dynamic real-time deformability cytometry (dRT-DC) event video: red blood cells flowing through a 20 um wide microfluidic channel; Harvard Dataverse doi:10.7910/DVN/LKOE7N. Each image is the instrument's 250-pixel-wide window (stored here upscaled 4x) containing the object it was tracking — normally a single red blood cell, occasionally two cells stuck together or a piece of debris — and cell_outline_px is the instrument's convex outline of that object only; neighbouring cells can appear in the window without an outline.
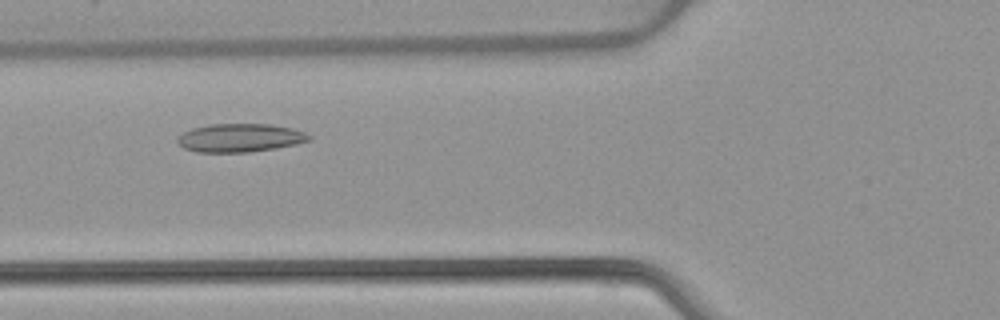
{"species": "common noctule bat (a hibernating species)", "species_latin": "Nyctalus noctula", "temperature_condition": "warm", "stored_images_in_passage": 48, "camera_frame_rate_fps": 3000, "um_per_image_px": 0.085, "animal": {"sex": "female", "body_mass_g": 22.7, "forearm_length_mm": 54.2}, "frame": {"image": 1, "passage_image": 15, "time_ms": 4.667, "image_size_px": [1000, 320], "cell_outline_px": [[312, 140], [296, 144], [248, 152], [196, 152], [184, 148], [176, 144], [176, 136], [192, 128], [208, 124], [268, 124], [292, 128], [304, 132], [312, 136]], "centroid_in_image_um": [20.35, 11.71], "position_along_channel_um": 105.4, "area_um2": 21.85}}
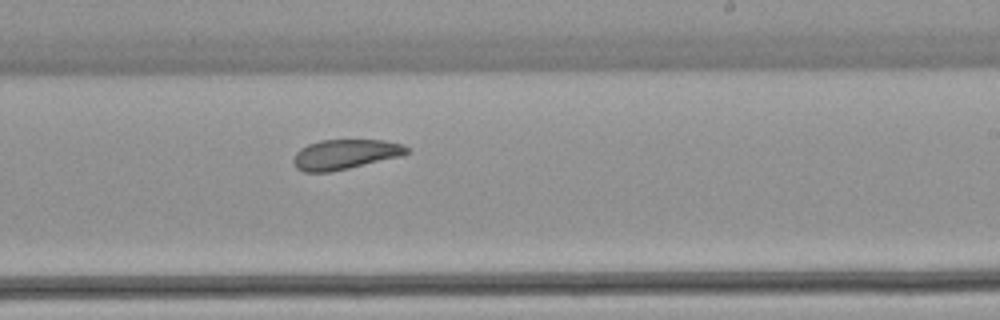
{"frame": {"image": 2, "passage_image": 27, "time_ms": 8.667, "image_size_px": [1000, 320], "cell_outline_px": [[408, 152], [400, 156], [332, 172], [304, 172], [296, 168], [292, 164], [292, 160], [296, 152], [300, 148], [308, 144], [320, 140], [384, 140], [404, 144], [408, 148]], "centroid_in_image_um": [29.29, 13.12], "position_along_channel_um": 259.7, "area_um2": 19.83}}
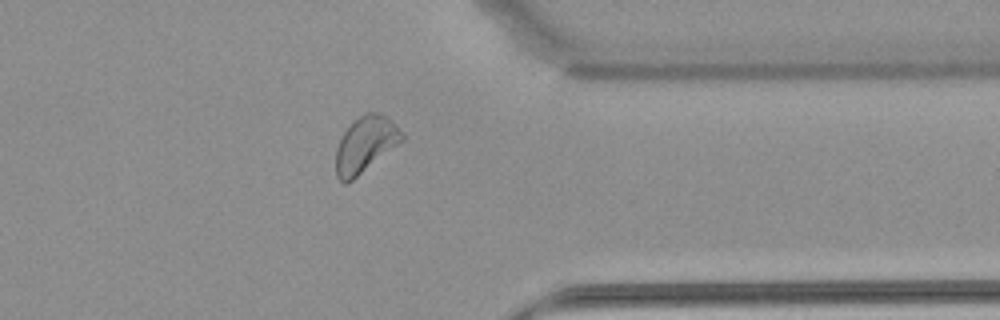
{"frame": {"image": 3, "passage_image": 37, "time_ms": 12.0, "image_size_px": [1000, 320], "cell_outline_px": [[404, 140], [348, 184], [344, 184], [336, 176], [336, 148], [344, 132], [352, 120], [364, 112], [380, 112], [392, 120], [404, 136]], "centroid_in_image_um": [31.05, 12.27], "position_along_channel_um": 380.4, "area_um2": 21.73}, "authors_computed_cell_mechanics": {"area_um2": 22.1952, "velocity_mm_per_s": 3.8671, "shape_relaxation_time_tau1_ms": null, "shape_relaxation_time_tau2_ms": 5.9811, "deformation_change_tau1": null, "deformation_change_tau2": 0.1156}}